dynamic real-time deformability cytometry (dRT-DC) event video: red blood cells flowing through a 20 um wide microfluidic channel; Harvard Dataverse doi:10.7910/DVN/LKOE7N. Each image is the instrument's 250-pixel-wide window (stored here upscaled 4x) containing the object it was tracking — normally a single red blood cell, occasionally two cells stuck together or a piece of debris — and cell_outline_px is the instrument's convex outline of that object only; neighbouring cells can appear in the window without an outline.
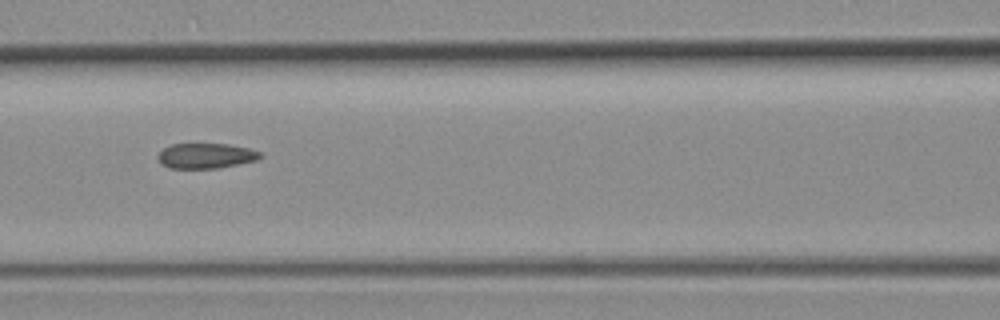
{"species": "common noctule bat (a hibernating species)", "species_latin": "Nyctalus noctula", "temperature_condition": "room temperature", "stored_images_in_passage": 9, "camera_frame_rate_fps": 3000, "um_per_image_px": 0.085, "animal": {"sex": "female", "body_mass_g": 19.3, "forearm_length_mm": 54.1}, "frame": {"image": 1, "passage_image": 6, "time_ms": 1.667, "image_size_px": [1000, 320], "cell_outline_px": [[264, 156], [256, 160], [216, 168], [168, 168], [160, 164], [156, 156], [164, 148], [172, 144], [228, 144], [248, 148], [260, 152]], "centroid_in_image_um": [17.46, 13.24], "position_along_channel_um": 149.1, "area_um2": 14.97}}
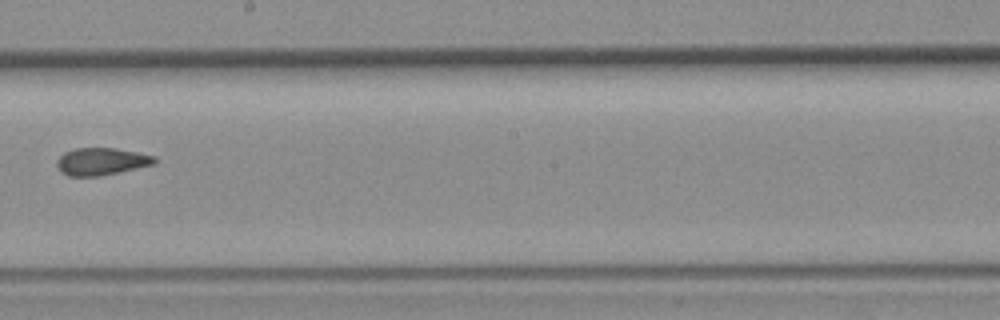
{"frame": {"image": 2, "passage_image": 8, "time_ms": 2.333, "image_size_px": [1000, 320], "cell_outline_px": [[156, 164], [100, 176], [68, 176], [60, 172], [56, 164], [56, 160], [64, 152], [76, 148], [116, 148], [156, 156]], "centroid_in_image_um": [8.61, 13.73], "position_along_channel_um": 239.6, "area_um2": 15.66}}
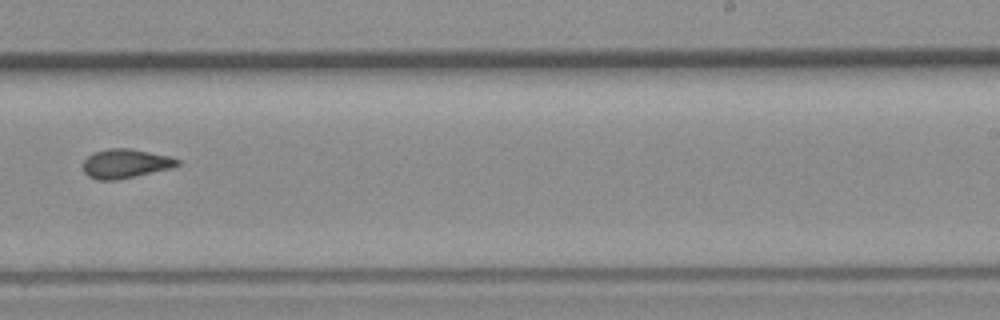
{"frame": {"image": 3, "passage_image": 9, "time_ms": 2.667, "image_size_px": [1000, 320], "cell_outline_px": [[180, 164], [172, 168], [116, 180], [96, 180], [88, 176], [84, 172], [84, 160], [88, 156], [96, 152], [108, 148], [132, 148], [168, 156], [180, 160]], "centroid_in_image_um": [10.67, 13.9], "position_along_channel_um": 278.3, "area_um2": 15.95}}